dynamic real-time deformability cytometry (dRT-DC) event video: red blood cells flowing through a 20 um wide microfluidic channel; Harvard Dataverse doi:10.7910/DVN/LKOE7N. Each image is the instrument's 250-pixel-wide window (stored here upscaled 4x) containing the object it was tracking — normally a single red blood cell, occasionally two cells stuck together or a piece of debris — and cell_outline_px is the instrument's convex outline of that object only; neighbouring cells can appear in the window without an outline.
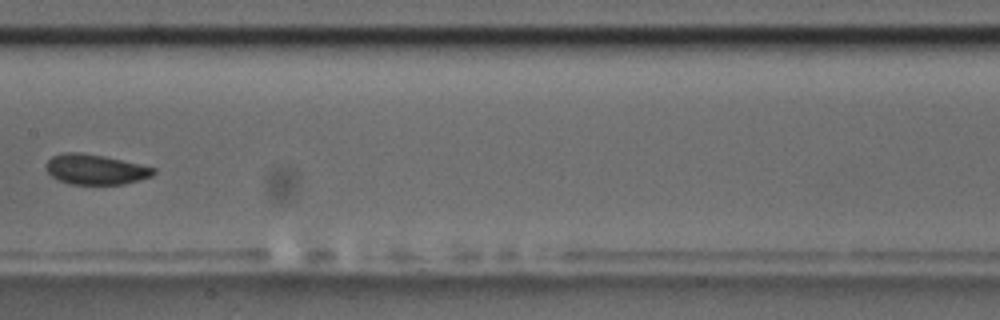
{"species": "common noctule bat (a hibernating species)", "species_latin": "Nyctalus noctula", "temperature_condition": "room temperature", "stored_images_in_passage": 14, "camera_frame_rate_fps": 3000, "um_per_image_px": 0.085, "animal": {"sex": "male", "body_mass_g": 17.5, "forearm_length_mm": 52.3}, "frame": {"image": 1, "passage_image": 7, "time_ms": 7.667, "image_size_px": [1000, 320], "cell_outline_px": [[156, 172], [152, 176], [140, 180], [124, 184], [68, 184], [52, 176], [48, 172], [44, 164], [52, 156], [64, 152], [80, 152], [104, 156], [156, 168]], "centroid_in_image_um": [8.11, 14.4], "position_along_channel_um": 199.3, "area_um2": 18.9}}
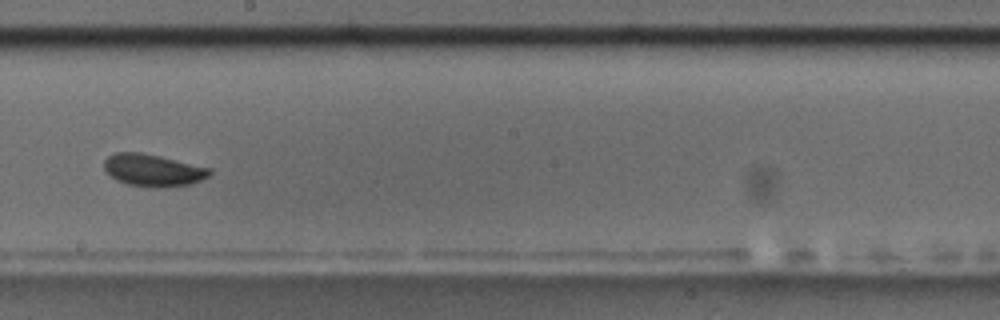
{"frame": {"image": 2, "passage_image": 8, "time_ms": 8.667, "image_size_px": [1000, 320], "cell_outline_px": [[212, 172], [208, 176], [192, 184], [160, 188], [152, 188], [128, 184], [116, 180], [104, 168], [104, 160], [108, 156], [116, 152], [140, 152], [160, 156], [212, 168]], "centroid_in_image_um": [13.02, 14.47], "position_along_channel_um": 235.2, "area_um2": 19.88}, "authors_computed_cell_mechanics": {"area_um2": 19.0451, "velocity_mm_per_s": 3.6217, "shape_relaxation_time_tau1_ms": 3.2898, "shape_relaxation_time_tau2_ms": 7.9605, "deformation_change_tau1": 0.0669, "deformation_change_tau2": 0.0807}}